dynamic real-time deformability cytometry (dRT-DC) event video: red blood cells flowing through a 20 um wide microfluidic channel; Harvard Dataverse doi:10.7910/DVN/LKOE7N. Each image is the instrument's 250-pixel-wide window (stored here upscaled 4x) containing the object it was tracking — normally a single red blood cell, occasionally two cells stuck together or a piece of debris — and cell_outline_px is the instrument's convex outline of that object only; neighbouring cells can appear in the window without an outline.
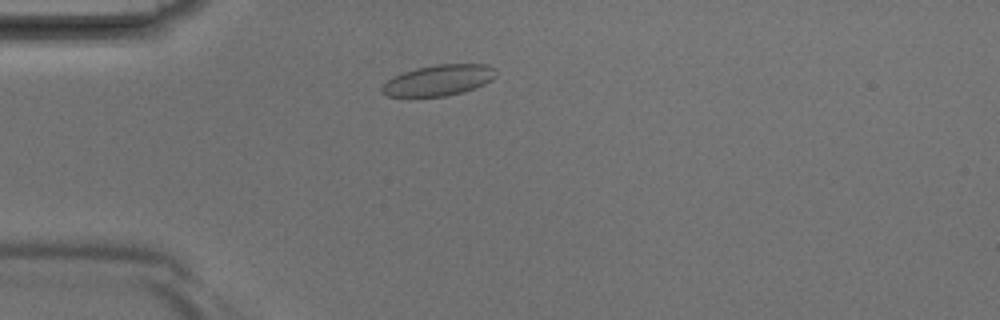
{"species": "Egyptian fruit bat (a non-hibernating species)", "species_latin": "Rousettus aegyptiacus", "temperature_condition": "room temperature", "stored_images_in_passage": 36, "camera_frame_rate_fps": 3000, "um_per_image_px": 0.085, "animal": {"sex": "male"}, "frame": {"image": 1, "passage_image": 6, "time_ms": 1.667, "image_size_px": [1000, 320], "cell_outline_px": [[496, 76], [492, 80], [484, 84], [460, 92], [444, 96], [408, 100], [388, 96], [380, 92], [380, 88], [388, 80], [404, 72], [416, 68], [436, 64], [488, 64], [496, 72]], "centroid_in_image_um": [37.2, 6.87], "position_along_channel_um": 47.8, "area_um2": 20.98}}
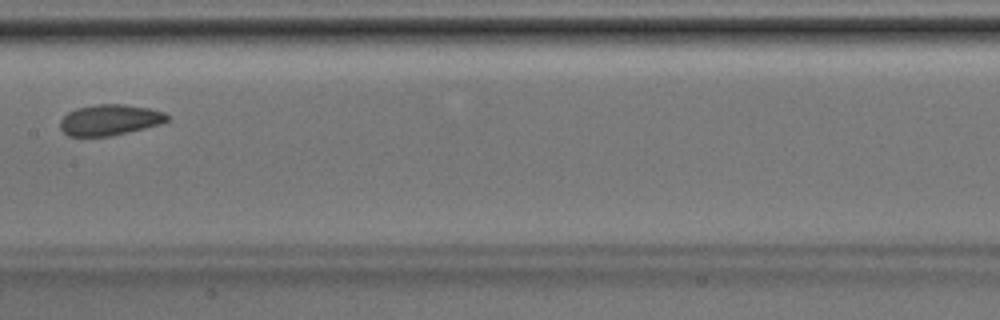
{"frame": {"image": 2, "passage_image": 16, "time_ms": 5.0, "image_size_px": [1000, 320], "cell_outline_px": [[168, 120], [160, 124], [112, 136], [68, 136], [60, 128], [60, 120], [68, 112], [76, 108], [96, 104], [124, 104], [148, 108], [164, 112], [168, 116]], "centroid_in_image_um": [9.31, 10.19], "position_along_channel_um": 198.1, "area_um2": 19.19}}
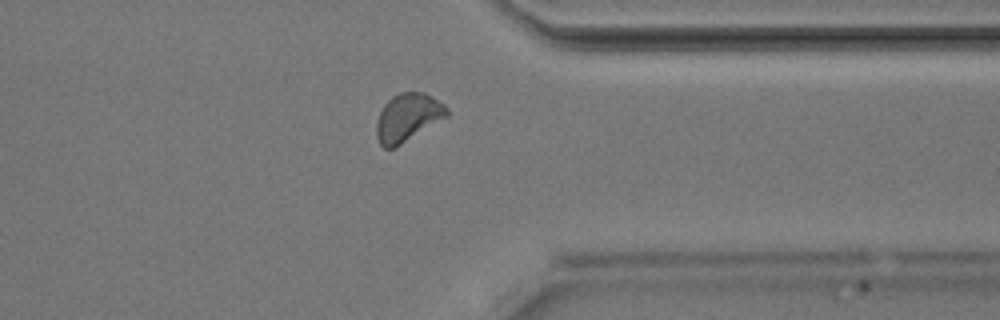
{"frame": {"image": 3, "passage_image": 27, "time_ms": 8.667, "image_size_px": [1000, 320], "cell_outline_px": [[448, 116], [396, 148], [384, 148], [380, 144], [376, 136], [376, 124], [380, 112], [384, 104], [392, 96], [400, 92], [424, 92], [432, 96], [444, 104], [448, 108]], "centroid_in_image_um": [34.66, 9.99], "position_along_channel_um": 376.7, "area_um2": 19.83}}